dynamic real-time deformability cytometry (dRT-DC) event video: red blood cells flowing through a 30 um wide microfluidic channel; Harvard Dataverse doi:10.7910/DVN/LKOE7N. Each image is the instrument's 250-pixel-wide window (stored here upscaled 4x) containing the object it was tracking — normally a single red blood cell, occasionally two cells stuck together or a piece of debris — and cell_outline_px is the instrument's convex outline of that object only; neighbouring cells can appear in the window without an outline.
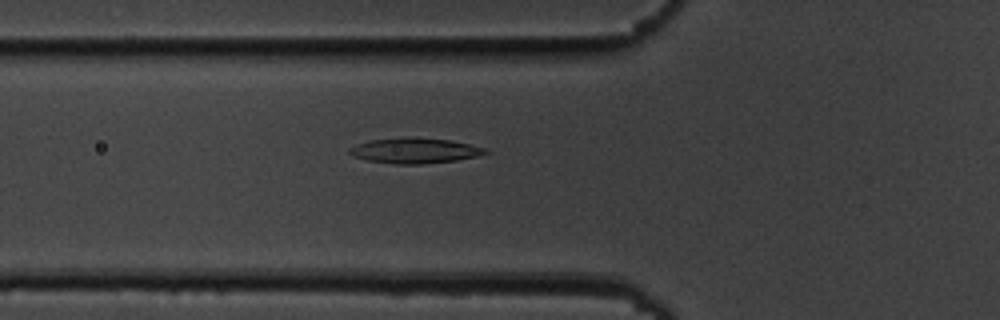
{"species": "common noctule bat (a hibernating species)", "species_latin": "Nyctalus noctula", "temperature_condition": "cold", "stored_images_in_passage": 42, "camera_frame_rate_fps": 3000, "um_per_image_px": 0.085, "animal": {"sex": "male", "body_mass_g": 19.5, "forearm_length_mm": 54.6}, "frame": {"image": 1, "passage_image": 11, "time_ms": 3.333, "image_size_px": [1000, 320], "cell_outline_px": [[492, 152], [476, 156], [456, 160], [420, 164], [396, 164], [368, 160], [352, 156], [348, 152], [348, 148], [356, 144], [372, 140], [404, 136], [448, 140], [488, 148]], "centroid_in_image_um": [35.25, 12.79], "position_along_channel_um": 90.6, "area_um2": 20.11}}
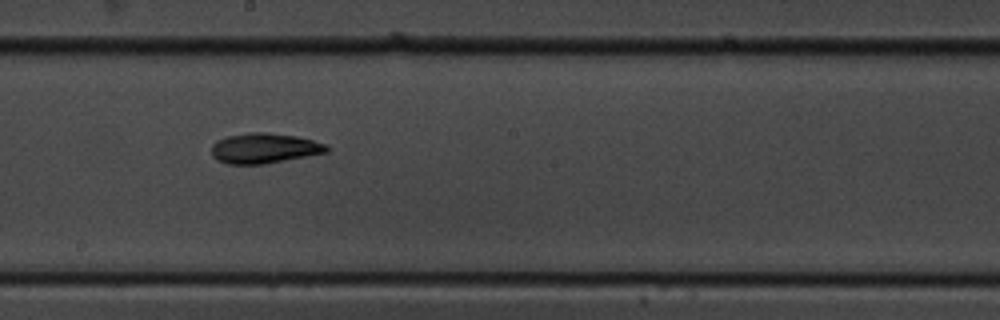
{"frame": {"image": 2, "passage_image": 22, "time_ms": 7.0, "image_size_px": [1000, 320], "cell_outline_px": [[332, 148], [328, 152], [264, 164], [228, 164], [216, 160], [212, 156], [212, 144], [216, 140], [228, 136], [252, 132], [264, 132], [296, 136], [328, 144]], "centroid_in_image_um": [22.48, 12.6], "position_along_channel_um": 225.7, "area_um2": 20.35}}
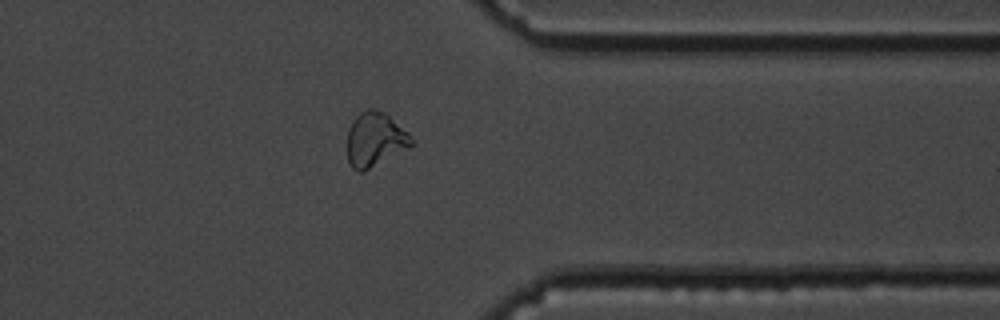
{"frame": {"image": 3, "passage_image": 35, "time_ms": 11.333, "image_size_px": [1000, 320], "cell_outline_px": [[412, 144], [408, 148], [364, 172], [356, 172], [348, 164], [348, 128], [356, 116], [360, 112], [368, 108], [372, 108], [384, 112], [408, 132], [412, 136]], "centroid_in_image_um": [31.86, 11.87], "position_along_channel_um": 379.5, "area_um2": 20.35}}